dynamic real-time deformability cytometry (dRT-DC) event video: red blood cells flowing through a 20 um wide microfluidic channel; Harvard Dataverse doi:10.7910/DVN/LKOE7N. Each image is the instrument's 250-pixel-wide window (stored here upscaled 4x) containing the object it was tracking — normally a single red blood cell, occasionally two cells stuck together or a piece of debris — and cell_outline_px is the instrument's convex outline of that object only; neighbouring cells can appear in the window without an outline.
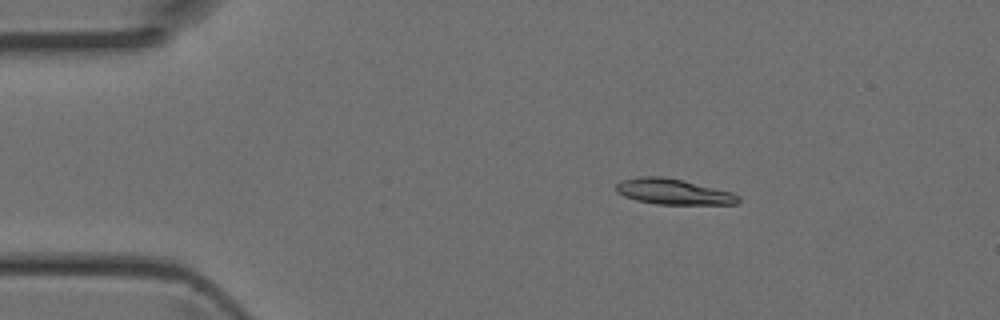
{"species": "Egyptian fruit bat (a non-hibernating species)", "species_latin": "Rousettus aegyptiacus", "temperature_condition": "room temperature", "stored_images_in_passage": 4, "camera_frame_rate_fps": 3000, "um_per_image_px": 0.085, "animal": {"sex": "female"}, "frame": {"image": 1, "passage_image": 2, "time_ms": 0.333, "image_size_px": [1000, 320], "cell_outline_px": [[740, 200], [736, 204], [656, 204], [636, 200], [624, 196], [616, 192], [616, 184], [620, 180], [640, 176], [664, 176], [684, 180], [732, 192], [740, 196]], "centroid_in_image_um": [57.21, 16.28], "position_along_channel_um": 27.8, "area_um2": 18.38}}
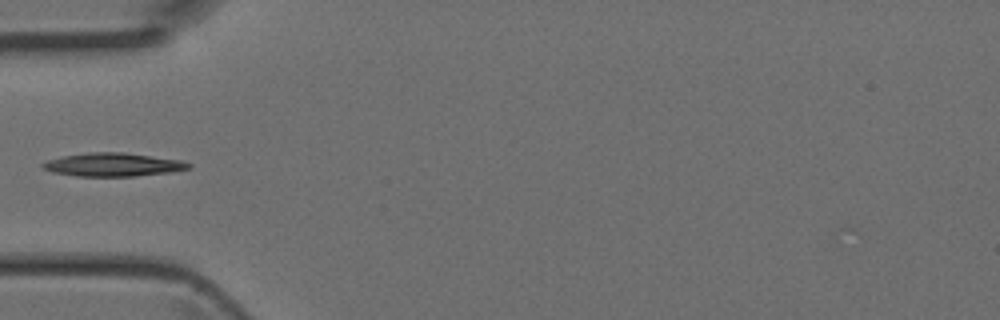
{"frame": {"image": 2, "passage_image": 4, "time_ms": 1.0, "image_size_px": [1000, 320], "cell_outline_px": [[192, 168], [172, 172], [136, 176], [76, 176], [52, 172], [40, 168], [40, 164], [48, 160], [64, 156], [88, 152], [124, 152], [184, 160], [192, 164]], "centroid_in_image_um": [9.65, 13.99], "position_along_channel_um": 75.4, "area_um2": 20.17}}